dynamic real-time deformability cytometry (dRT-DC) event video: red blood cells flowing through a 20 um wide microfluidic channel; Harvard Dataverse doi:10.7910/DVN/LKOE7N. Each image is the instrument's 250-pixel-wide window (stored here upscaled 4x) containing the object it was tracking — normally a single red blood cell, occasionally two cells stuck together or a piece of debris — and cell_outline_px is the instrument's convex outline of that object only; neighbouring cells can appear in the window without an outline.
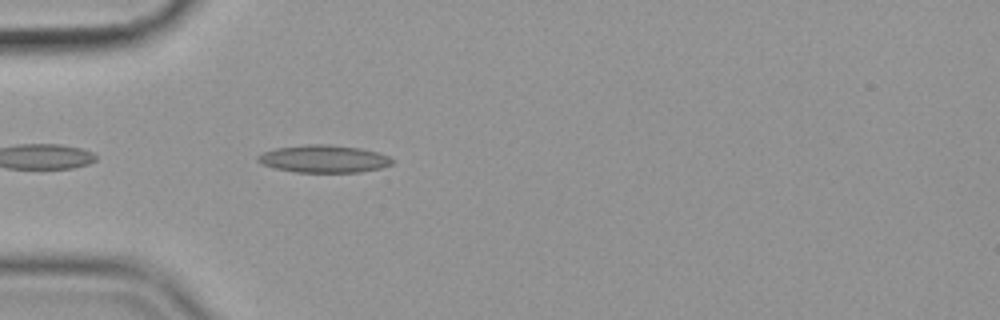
{"species": "common noctule bat (a hibernating species)", "species_latin": "Nyctalus noctula", "temperature_condition": "cold", "stored_images_in_passage": 17, "camera_frame_rate_fps": 3000, "um_per_image_px": 0.085, "animal": {"sex": "female", "body_mass_g": 19.9}, "frame": {"image": 1, "passage_image": 3, "time_ms": 0.667, "image_size_px": [1000, 320], "cell_outline_px": [[392, 164], [380, 168], [360, 172], [296, 172], [276, 168], [264, 164], [256, 160], [256, 156], [264, 152], [276, 148], [308, 144], [328, 144], [360, 148], [376, 152], [388, 156], [392, 160]], "centroid_in_image_um": [27.51, 13.5], "position_along_channel_um": 57.5, "area_um2": 21.33}}
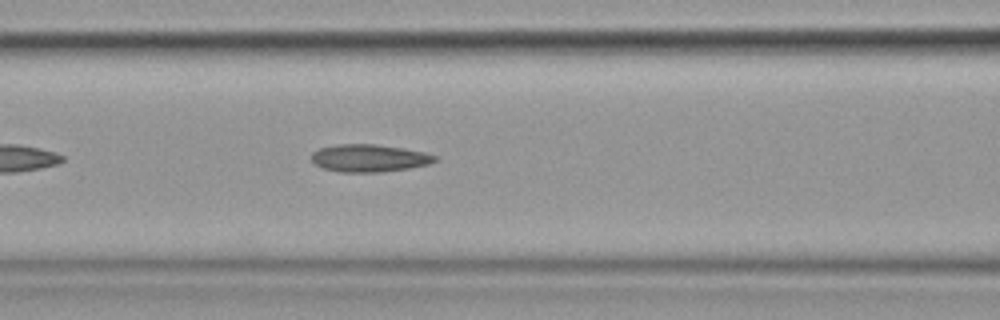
{"frame": {"image": 2, "passage_image": 10, "time_ms": 3.0, "image_size_px": [1000, 320], "cell_outline_px": [[440, 156], [436, 160], [428, 164], [408, 168], [380, 172], [340, 172], [324, 168], [316, 164], [312, 160], [312, 152], [320, 148], [336, 144], [376, 144], [404, 148], [424, 152]], "centroid_in_image_um": [31.4, 13.43], "position_along_channel_um": 135.2, "area_um2": 19.77}}
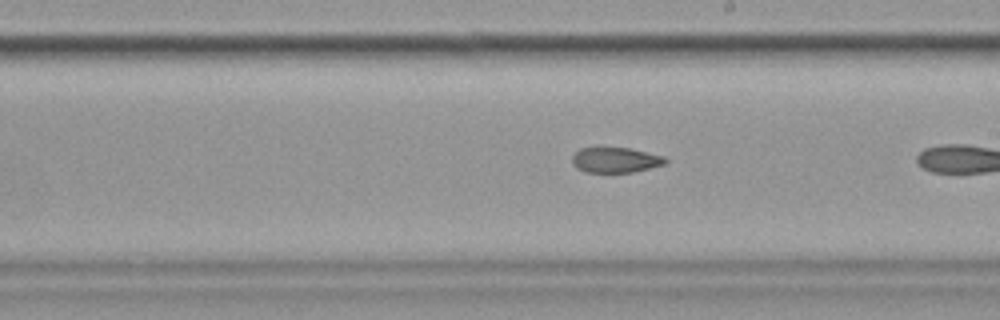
{"frame": {"image": 3, "passage_image": 16, "time_ms": 5.0, "image_size_px": [1000, 320], "cell_outline_px": [[668, 160], [664, 164], [632, 172], [584, 172], [576, 168], [572, 164], [572, 156], [580, 148], [628, 148], [664, 156]], "centroid_in_image_um": [52.28, 13.6], "position_along_channel_um": 236.7, "area_um2": 13.58}}